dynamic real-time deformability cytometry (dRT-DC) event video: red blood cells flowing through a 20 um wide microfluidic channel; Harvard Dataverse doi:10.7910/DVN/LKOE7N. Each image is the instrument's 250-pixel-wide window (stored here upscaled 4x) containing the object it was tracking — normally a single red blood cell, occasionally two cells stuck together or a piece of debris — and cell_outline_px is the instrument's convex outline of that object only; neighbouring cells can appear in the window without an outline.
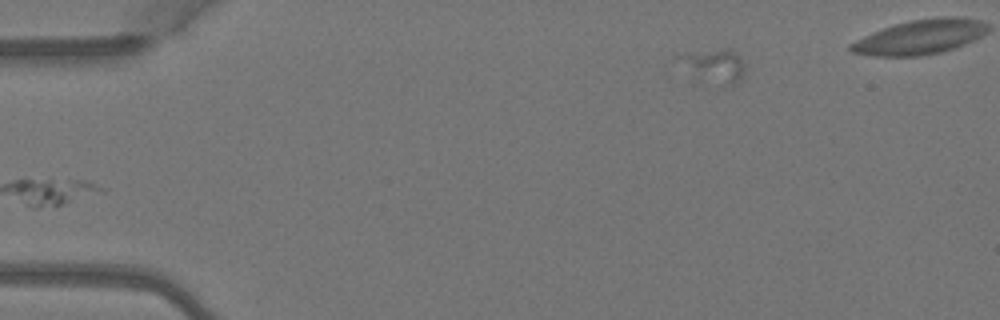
{"species": "Egyptian fruit bat (a non-hibernating species)", "species_latin": "Rousettus aegyptiacus", "temperature_condition": "warm", "stored_images_in_passage": 3, "segment_of_instrument_passage": [2, 2], "camera_frame_rate_fps": 3000, "um_per_image_px": 0.085, "animal": {"sex": "female"}, "frame": {"image": 1, "passage_image": 3, "time_ms": 0.667, "image_size_px": [1000, 320], "cell_outline_px": [[744, 72], [740, 80], [732, 84], [724, 84], [696, 80], [672, 60], [672, 56], [676, 52], [720, 48], [728, 48], [736, 52], [744, 64]], "centroid_in_image_um": [60.48, 5.53], "position_along_channel_um": 24.5, "area_um2": 14.05}}